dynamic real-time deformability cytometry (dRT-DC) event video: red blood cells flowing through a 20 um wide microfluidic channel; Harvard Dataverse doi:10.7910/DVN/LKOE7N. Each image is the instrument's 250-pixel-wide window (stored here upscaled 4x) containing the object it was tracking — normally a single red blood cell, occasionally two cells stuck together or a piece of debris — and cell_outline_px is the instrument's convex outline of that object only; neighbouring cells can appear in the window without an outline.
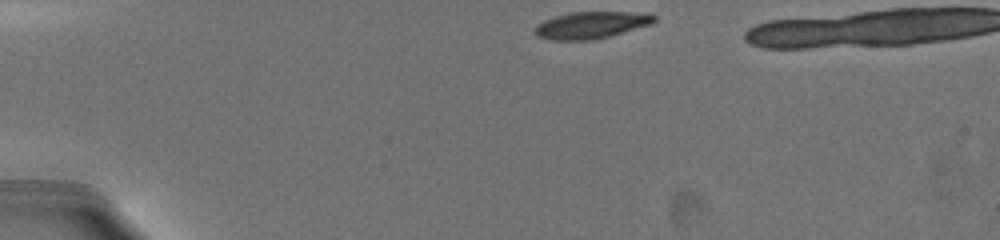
{"species": "common noctule bat (a hibernating species)", "species_latin": "Nyctalus noctula", "temperature_condition": "warm", "stored_images_in_passage": 49, "camera_frame_rate_fps": 3000, "um_per_image_px": 0.085, "animal": {"sex": "female", "body_mass_g": 19.5, "forearm_length_mm": 54.1}, "frame": {"image": 1, "passage_image": 1, "time_ms": 0.0, "image_size_px": [1000, 240], "cell_outline_px": [[656, 20], [652, 24], [608, 36], [592, 40], [552, 40], [536, 36], [532, 32], [536, 24], [544, 20], [556, 16], [572, 12], [648, 12], [656, 16]], "centroid_in_image_um": [50.24, 2.12], "position_along_channel_um": 34.8, "area_um2": 18.84}}
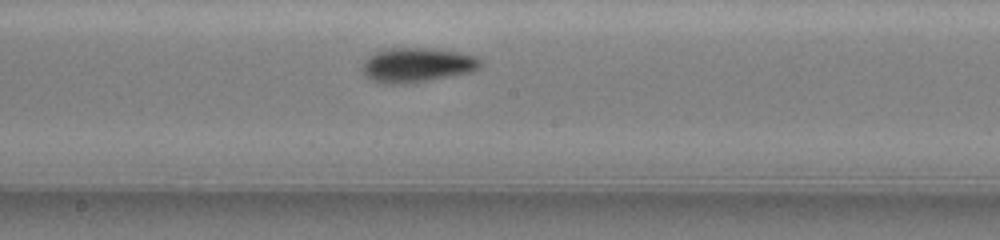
{"frame": {"image": 2, "passage_image": 24, "time_ms": 6.667, "image_size_px": [1000, 240], "cell_outline_px": [[480, 68], [472, 72], [428, 80], [404, 84], [388, 84], [372, 80], [364, 72], [364, 64], [368, 56], [376, 52], [392, 48], [428, 48], [460, 52], [476, 56], [480, 60]], "centroid_in_image_um": [35.5, 5.52], "position_along_channel_um": 212.7, "area_um2": 23.41}}
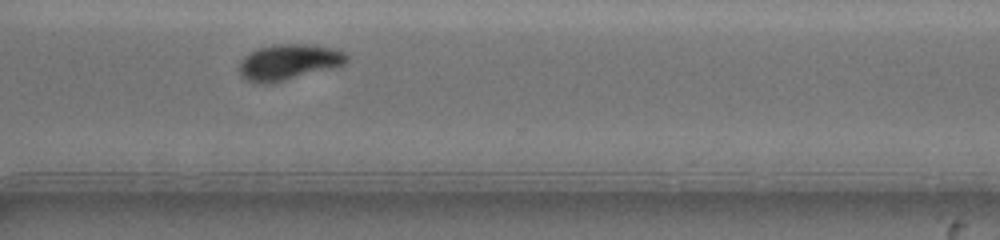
{"frame": {"image": 3, "passage_image": 48, "time_ms": 10.333, "image_size_px": [1000, 240], "cell_outline_px": [[348, 60], [344, 64], [332, 68], [264, 84], [260, 84], [248, 80], [240, 72], [240, 64], [252, 52], [260, 48], [272, 44], [308, 44], [332, 48], [344, 52], [348, 56]], "centroid_in_image_um": [24.59, 5.25], "position_along_channel_um": 346.0, "area_um2": 21.56}}